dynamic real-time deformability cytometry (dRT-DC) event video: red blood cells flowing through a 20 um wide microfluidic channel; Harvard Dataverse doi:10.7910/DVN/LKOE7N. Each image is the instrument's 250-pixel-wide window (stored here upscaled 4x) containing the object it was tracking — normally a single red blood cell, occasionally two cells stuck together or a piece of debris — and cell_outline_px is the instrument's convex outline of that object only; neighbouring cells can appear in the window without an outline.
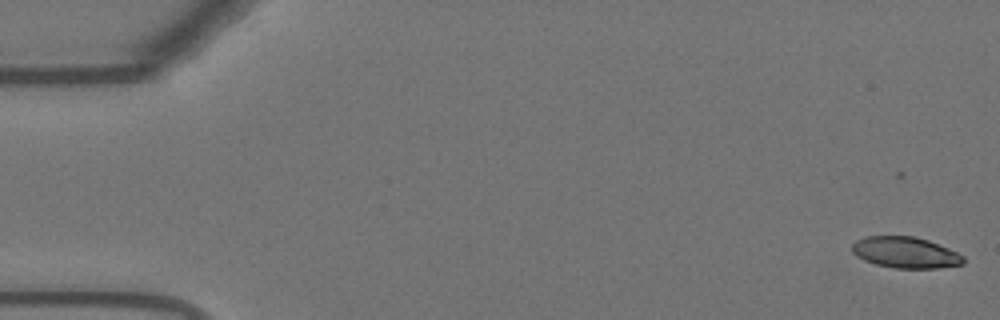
{"species": "Egyptian fruit bat (a non-hibernating species)", "species_latin": "Rousettus aegyptiacus", "temperature_condition": "warm", "stored_images_in_passage": 55, "camera_frame_rate_fps": 3000, "um_per_image_px": 0.085, "animal": {"sex": "female"}, "frame": {"image": 1, "passage_image": 1, "time_ms": 0.0, "image_size_px": [1000, 320], "cell_outline_px": [[964, 264], [940, 268], [896, 268], [876, 264], [864, 260], [856, 256], [852, 252], [852, 244], [856, 240], [864, 236], [912, 236], [928, 240], [948, 248], [964, 256]], "centroid_in_image_um": [76.95, 21.46], "position_along_channel_um": 8.0, "area_um2": 20.23}}
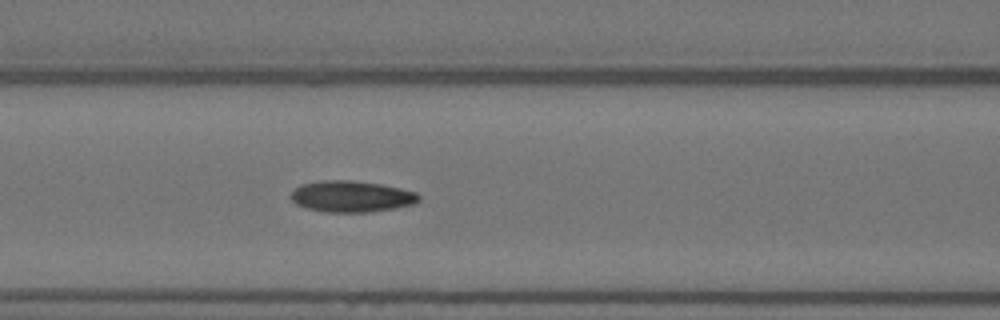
{"frame": {"image": 2, "passage_image": 23, "time_ms": 7.333, "image_size_px": [1000, 320], "cell_outline_px": [[420, 200], [412, 204], [396, 208], [372, 212], [324, 212], [304, 208], [296, 204], [292, 200], [292, 192], [300, 184], [320, 180], [348, 180], [380, 184], [400, 188], [416, 192], [420, 196]], "centroid_in_image_um": [29.86, 16.7], "position_along_channel_um": 136.7, "area_um2": 23.41}}
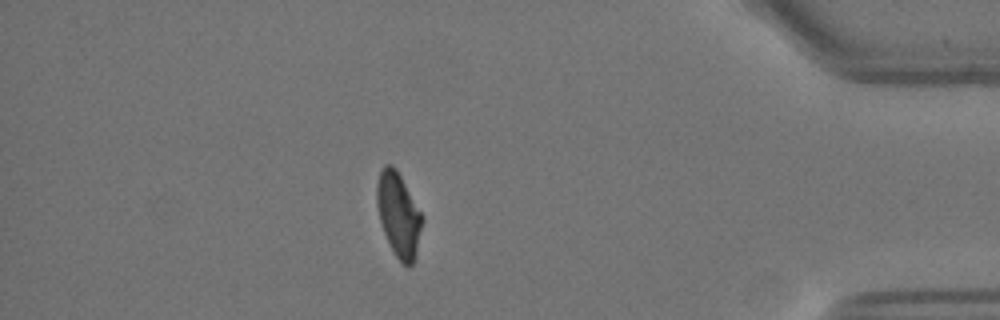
{"frame": {"image": 3, "passage_image": 48, "time_ms": 15.667, "image_size_px": [1000, 320], "cell_outline_px": [[420, 228], [416, 252], [412, 264], [404, 264], [396, 256], [384, 232], [380, 220], [376, 204], [376, 184], [380, 168], [384, 164], [392, 164], [396, 168], [420, 212]], "centroid_in_image_um": [33.81, 18.16], "position_along_channel_um": 401.4, "area_um2": 21.39}, "authors_computed_cell_mechanics": {"area_um2": 22.4842, "velocity_mm_per_s": 3.674, "shape_relaxation_time_tau1_ms": 10.89, "shape_relaxation_time_tau2_ms": 2.518, "deformation_change_tau1": 0.261, "deformation_change_tau2": 0.0712}}